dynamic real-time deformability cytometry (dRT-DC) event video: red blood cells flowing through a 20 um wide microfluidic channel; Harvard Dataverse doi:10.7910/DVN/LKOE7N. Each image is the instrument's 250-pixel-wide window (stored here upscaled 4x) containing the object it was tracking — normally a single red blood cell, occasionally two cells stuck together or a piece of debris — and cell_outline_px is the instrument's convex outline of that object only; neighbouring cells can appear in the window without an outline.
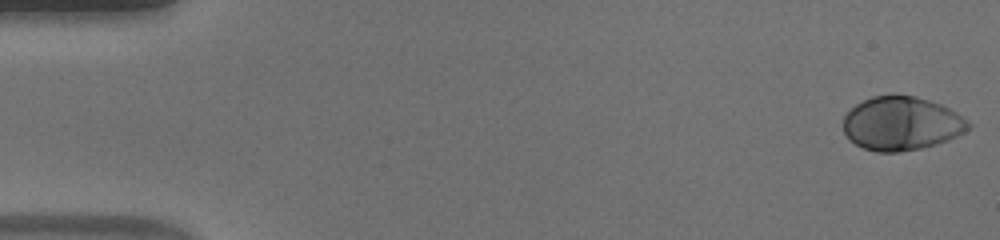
{"species": "human", "species_latin": "Homo sapiens", "temperature_condition": "warm", "stored_images_in_passage": 53, "camera_frame_rate_fps": 3000, "um_per_image_px": 0.085, "donor": {"sex": "male"}, "frame": {"image": 1, "passage_image": 1, "time_ms": 0.0, "image_size_px": [1000, 240], "cell_outline_px": [[972, 124], [964, 132], [948, 140], [936, 144], [920, 148], [896, 152], [876, 152], [864, 148], [848, 140], [844, 132], [844, 116], [856, 104], [872, 96], [916, 96], [940, 104], [956, 112], [968, 120]], "centroid_in_image_um": [76.62, 10.51], "position_along_channel_um": 8.4, "area_um2": 38.84}}
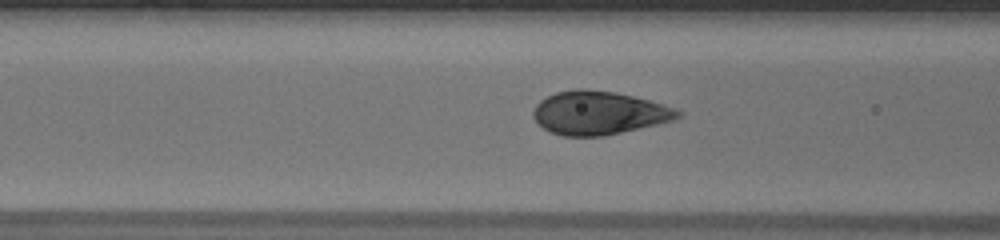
{"frame": {"image": 2, "passage_image": 21, "time_ms": 6.667, "image_size_px": [1000, 240], "cell_outline_px": [[684, 112], [676, 120], [604, 136], [564, 136], [552, 132], [544, 128], [532, 116], [532, 112], [536, 104], [540, 100], [556, 92], [572, 88], [588, 88], [616, 92], [664, 104], [676, 108]], "centroid_in_image_um": [50.92, 9.58], "position_along_channel_um": 115.7, "area_um2": 36.82}}
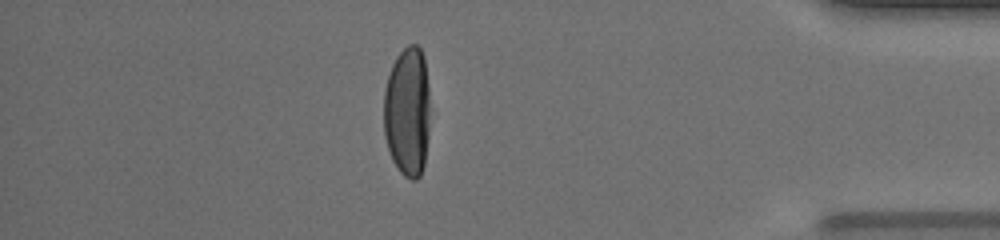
{"frame": {"image": 3, "passage_image": 46, "time_ms": 15.0, "image_size_px": [1000, 240], "cell_outline_px": [[428, 136], [424, 164], [420, 176], [416, 180], [412, 180], [404, 176], [400, 172], [392, 160], [384, 136], [384, 88], [392, 64], [396, 56], [408, 44], [416, 44], [420, 48], [424, 56], [428, 84]], "centroid_in_image_um": [34.62, 9.48], "position_along_channel_um": 400.6, "area_um2": 35.2}, "authors_computed_cell_mechanics": {"area_um2": 37.9746, "velocity_mm_per_s": 3.8593, "shape_relaxation_time_tau1_ms": 3.9202, "shape_relaxation_time_tau2_ms": null, "deformation_change_tau1": 0.2354, "deformation_change_tau2": null}}